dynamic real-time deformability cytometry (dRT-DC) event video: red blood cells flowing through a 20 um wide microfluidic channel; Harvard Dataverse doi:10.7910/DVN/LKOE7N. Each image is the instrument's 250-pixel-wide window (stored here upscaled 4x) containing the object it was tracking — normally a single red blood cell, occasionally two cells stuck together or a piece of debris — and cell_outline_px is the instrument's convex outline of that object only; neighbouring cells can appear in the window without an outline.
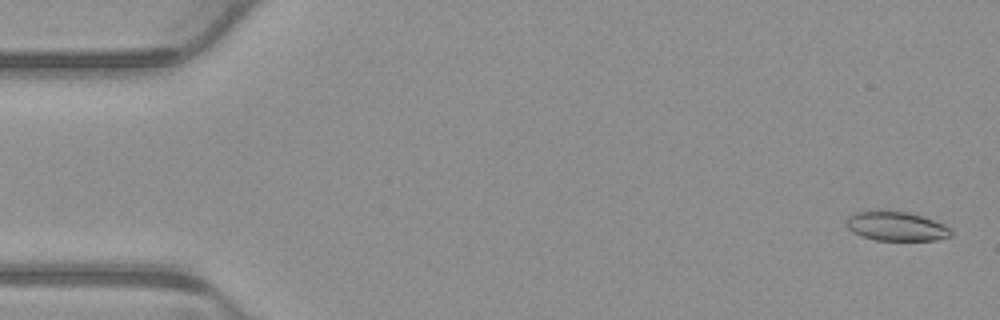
{"species": "common noctule bat (a hibernating species)", "species_latin": "Nyctalus noctula", "temperature_condition": "warm", "stored_images_in_passage": 5, "camera_frame_rate_fps": 3000, "um_per_image_px": 0.085, "animal": {"sex": "male", "body_mass_g": 23.1, "forearm_length_mm": 52.7}, "frame": {"image": 1, "passage_image": 1, "time_ms": 0.0, "image_size_px": [1000, 320], "cell_outline_px": [[952, 236], [940, 240], [876, 240], [860, 236], [852, 232], [848, 228], [848, 216], [856, 212], [868, 208], [880, 208], [908, 212], [944, 224], [952, 228]], "centroid_in_image_um": [76.16, 19.2], "position_along_channel_um": 8.8, "area_um2": 18.44}}
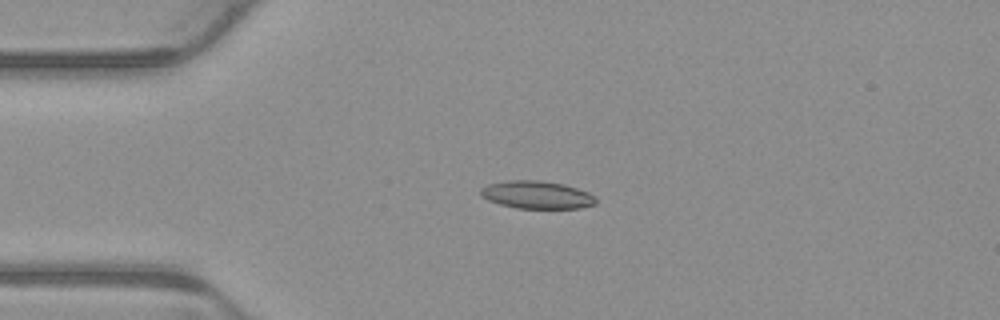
{"frame": {"image": 2, "passage_image": 4, "time_ms": 1.0, "image_size_px": [1000, 320], "cell_outline_px": [[596, 204], [580, 208], [516, 208], [500, 204], [488, 200], [480, 196], [480, 188], [488, 184], [508, 180], [540, 180], [564, 184], [588, 192], [596, 196]], "centroid_in_image_um": [45.62, 16.55], "position_along_channel_um": 39.4, "area_um2": 18.73}}